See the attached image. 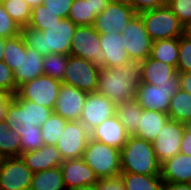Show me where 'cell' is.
Segmentation results:
<instances>
[{"label":"cell","mask_w":191,"mask_h":190,"mask_svg":"<svg viewBox=\"0 0 191 190\" xmlns=\"http://www.w3.org/2000/svg\"><path fill=\"white\" fill-rule=\"evenodd\" d=\"M139 15L153 42L183 35L184 26L167 4L159 8L143 11Z\"/></svg>","instance_id":"5b68a950"},{"label":"cell","mask_w":191,"mask_h":190,"mask_svg":"<svg viewBox=\"0 0 191 190\" xmlns=\"http://www.w3.org/2000/svg\"><path fill=\"white\" fill-rule=\"evenodd\" d=\"M70 55L91 61L100 68L106 67V55L100 45V33L94 26L76 27Z\"/></svg>","instance_id":"8992f818"},{"label":"cell","mask_w":191,"mask_h":190,"mask_svg":"<svg viewBox=\"0 0 191 190\" xmlns=\"http://www.w3.org/2000/svg\"><path fill=\"white\" fill-rule=\"evenodd\" d=\"M121 172L160 175V166L152 142L130 135L120 150Z\"/></svg>","instance_id":"3957f363"},{"label":"cell","mask_w":191,"mask_h":190,"mask_svg":"<svg viewBox=\"0 0 191 190\" xmlns=\"http://www.w3.org/2000/svg\"><path fill=\"white\" fill-rule=\"evenodd\" d=\"M100 70L101 68L91 61L68 55V64L62 83L87 93L96 92Z\"/></svg>","instance_id":"52a82bcc"},{"label":"cell","mask_w":191,"mask_h":190,"mask_svg":"<svg viewBox=\"0 0 191 190\" xmlns=\"http://www.w3.org/2000/svg\"><path fill=\"white\" fill-rule=\"evenodd\" d=\"M142 111L143 108L134 99L116 105L115 115L119 118L126 132L133 135L138 129Z\"/></svg>","instance_id":"83f0119b"},{"label":"cell","mask_w":191,"mask_h":190,"mask_svg":"<svg viewBox=\"0 0 191 190\" xmlns=\"http://www.w3.org/2000/svg\"><path fill=\"white\" fill-rule=\"evenodd\" d=\"M169 119L191 125V94L179 89L170 99Z\"/></svg>","instance_id":"484cf974"},{"label":"cell","mask_w":191,"mask_h":190,"mask_svg":"<svg viewBox=\"0 0 191 190\" xmlns=\"http://www.w3.org/2000/svg\"><path fill=\"white\" fill-rule=\"evenodd\" d=\"M166 0H131L130 6L136 14L166 5Z\"/></svg>","instance_id":"f6af8a7d"},{"label":"cell","mask_w":191,"mask_h":190,"mask_svg":"<svg viewBox=\"0 0 191 190\" xmlns=\"http://www.w3.org/2000/svg\"><path fill=\"white\" fill-rule=\"evenodd\" d=\"M76 25L68 18H62L43 31L28 26L21 29L26 46L36 50L42 56L49 53L70 55L71 42Z\"/></svg>","instance_id":"7a4b0ae2"},{"label":"cell","mask_w":191,"mask_h":190,"mask_svg":"<svg viewBox=\"0 0 191 190\" xmlns=\"http://www.w3.org/2000/svg\"><path fill=\"white\" fill-rule=\"evenodd\" d=\"M20 135L10 129L6 121H0V154L4 158L20 157Z\"/></svg>","instance_id":"4dcf8cb0"},{"label":"cell","mask_w":191,"mask_h":190,"mask_svg":"<svg viewBox=\"0 0 191 190\" xmlns=\"http://www.w3.org/2000/svg\"><path fill=\"white\" fill-rule=\"evenodd\" d=\"M96 190H126L120 176L114 178H101L95 184Z\"/></svg>","instance_id":"bcb514c9"},{"label":"cell","mask_w":191,"mask_h":190,"mask_svg":"<svg viewBox=\"0 0 191 190\" xmlns=\"http://www.w3.org/2000/svg\"><path fill=\"white\" fill-rule=\"evenodd\" d=\"M62 18L49 11L43 4L33 7L28 27L43 31L58 23Z\"/></svg>","instance_id":"d590c367"},{"label":"cell","mask_w":191,"mask_h":190,"mask_svg":"<svg viewBox=\"0 0 191 190\" xmlns=\"http://www.w3.org/2000/svg\"><path fill=\"white\" fill-rule=\"evenodd\" d=\"M3 159H4V157L0 154V166H1L2 162H3Z\"/></svg>","instance_id":"680465c9"},{"label":"cell","mask_w":191,"mask_h":190,"mask_svg":"<svg viewBox=\"0 0 191 190\" xmlns=\"http://www.w3.org/2000/svg\"><path fill=\"white\" fill-rule=\"evenodd\" d=\"M126 190H164L165 183L160 175H143L121 172L119 175Z\"/></svg>","instance_id":"4316f807"},{"label":"cell","mask_w":191,"mask_h":190,"mask_svg":"<svg viewBox=\"0 0 191 190\" xmlns=\"http://www.w3.org/2000/svg\"><path fill=\"white\" fill-rule=\"evenodd\" d=\"M6 39L7 38L0 37V61H3V58H4V47H5Z\"/></svg>","instance_id":"db71d44e"},{"label":"cell","mask_w":191,"mask_h":190,"mask_svg":"<svg viewBox=\"0 0 191 190\" xmlns=\"http://www.w3.org/2000/svg\"><path fill=\"white\" fill-rule=\"evenodd\" d=\"M61 85V81L42 75L21 85L17 95L22 100L37 103L53 111Z\"/></svg>","instance_id":"ba28073f"},{"label":"cell","mask_w":191,"mask_h":190,"mask_svg":"<svg viewBox=\"0 0 191 190\" xmlns=\"http://www.w3.org/2000/svg\"><path fill=\"white\" fill-rule=\"evenodd\" d=\"M89 138L90 132L84 124L68 121L55 146L63 160L78 159L83 157Z\"/></svg>","instance_id":"30bf717a"},{"label":"cell","mask_w":191,"mask_h":190,"mask_svg":"<svg viewBox=\"0 0 191 190\" xmlns=\"http://www.w3.org/2000/svg\"><path fill=\"white\" fill-rule=\"evenodd\" d=\"M20 157L33 173L59 167L63 162L56 146L46 144L35 151L21 153Z\"/></svg>","instance_id":"44dd1931"},{"label":"cell","mask_w":191,"mask_h":190,"mask_svg":"<svg viewBox=\"0 0 191 190\" xmlns=\"http://www.w3.org/2000/svg\"><path fill=\"white\" fill-rule=\"evenodd\" d=\"M0 3L21 28L28 26L32 8L24 0H0Z\"/></svg>","instance_id":"d6a6232c"},{"label":"cell","mask_w":191,"mask_h":190,"mask_svg":"<svg viewBox=\"0 0 191 190\" xmlns=\"http://www.w3.org/2000/svg\"><path fill=\"white\" fill-rule=\"evenodd\" d=\"M31 8L41 5L44 0H24Z\"/></svg>","instance_id":"11a10c76"},{"label":"cell","mask_w":191,"mask_h":190,"mask_svg":"<svg viewBox=\"0 0 191 190\" xmlns=\"http://www.w3.org/2000/svg\"><path fill=\"white\" fill-rule=\"evenodd\" d=\"M21 27L10 17L0 3V37L11 38L21 34Z\"/></svg>","instance_id":"f35d334b"},{"label":"cell","mask_w":191,"mask_h":190,"mask_svg":"<svg viewBox=\"0 0 191 190\" xmlns=\"http://www.w3.org/2000/svg\"><path fill=\"white\" fill-rule=\"evenodd\" d=\"M52 112L50 108L28 101L29 121L33 123L35 127H41Z\"/></svg>","instance_id":"b9f144b4"},{"label":"cell","mask_w":191,"mask_h":190,"mask_svg":"<svg viewBox=\"0 0 191 190\" xmlns=\"http://www.w3.org/2000/svg\"><path fill=\"white\" fill-rule=\"evenodd\" d=\"M68 64V55L49 53L44 56V75L63 82L65 69Z\"/></svg>","instance_id":"e575fe53"},{"label":"cell","mask_w":191,"mask_h":190,"mask_svg":"<svg viewBox=\"0 0 191 190\" xmlns=\"http://www.w3.org/2000/svg\"><path fill=\"white\" fill-rule=\"evenodd\" d=\"M129 136L116 115L106 119L90 132L91 139L119 150L127 142Z\"/></svg>","instance_id":"ffe728a7"},{"label":"cell","mask_w":191,"mask_h":190,"mask_svg":"<svg viewBox=\"0 0 191 190\" xmlns=\"http://www.w3.org/2000/svg\"><path fill=\"white\" fill-rule=\"evenodd\" d=\"M96 16L91 10L90 0H73L67 18L76 26H93Z\"/></svg>","instance_id":"1f68e13d"},{"label":"cell","mask_w":191,"mask_h":190,"mask_svg":"<svg viewBox=\"0 0 191 190\" xmlns=\"http://www.w3.org/2000/svg\"><path fill=\"white\" fill-rule=\"evenodd\" d=\"M10 129L18 132L41 131V127H35L29 121L28 101L22 100L17 94L11 100L5 118Z\"/></svg>","instance_id":"cb8c5ba5"},{"label":"cell","mask_w":191,"mask_h":190,"mask_svg":"<svg viewBox=\"0 0 191 190\" xmlns=\"http://www.w3.org/2000/svg\"><path fill=\"white\" fill-rule=\"evenodd\" d=\"M71 190H96V187H95V185H87V186H81L78 188H74Z\"/></svg>","instance_id":"9f6ffc18"},{"label":"cell","mask_w":191,"mask_h":190,"mask_svg":"<svg viewBox=\"0 0 191 190\" xmlns=\"http://www.w3.org/2000/svg\"><path fill=\"white\" fill-rule=\"evenodd\" d=\"M180 84H160L158 86L141 83L136 91L135 100L143 109L168 113L170 99Z\"/></svg>","instance_id":"7c38bea8"},{"label":"cell","mask_w":191,"mask_h":190,"mask_svg":"<svg viewBox=\"0 0 191 190\" xmlns=\"http://www.w3.org/2000/svg\"><path fill=\"white\" fill-rule=\"evenodd\" d=\"M0 92L15 95L18 92L14 72L4 61H0Z\"/></svg>","instance_id":"ab89813d"},{"label":"cell","mask_w":191,"mask_h":190,"mask_svg":"<svg viewBox=\"0 0 191 190\" xmlns=\"http://www.w3.org/2000/svg\"><path fill=\"white\" fill-rule=\"evenodd\" d=\"M160 177L165 184H191V156L179 153L161 163Z\"/></svg>","instance_id":"7402d4cb"},{"label":"cell","mask_w":191,"mask_h":190,"mask_svg":"<svg viewBox=\"0 0 191 190\" xmlns=\"http://www.w3.org/2000/svg\"><path fill=\"white\" fill-rule=\"evenodd\" d=\"M125 49L131 61L142 62L150 56L152 40L148 35L141 16L136 14L121 32Z\"/></svg>","instance_id":"9c48e42d"},{"label":"cell","mask_w":191,"mask_h":190,"mask_svg":"<svg viewBox=\"0 0 191 190\" xmlns=\"http://www.w3.org/2000/svg\"><path fill=\"white\" fill-rule=\"evenodd\" d=\"M44 56L36 50L26 46L24 37L21 34V60L20 65L15 69L14 79L19 88L26 82L44 75L43 70Z\"/></svg>","instance_id":"e0dca14e"},{"label":"cell","mask_w":191,"mask_h":190,"mask_svg":"<svg viewBox=\"0 0 191 190\" xmlns=\"http://www.w3.org/2000/svg\"><path fill=\"white\" fill-rule=\"evenodd\" d=\"M136 15L129 4L110 2L107 8L96 16L94 28L99 33H119L127 26L129 21Z\"/></svg>","instance_id":"9a60e30c"},{"label":"cell","mask_w":191,"mask_h":190,"mask_svg":"<svg viewBox=\"0 0 191 190\" xmlns=\"http://www.w3.org/2000/svg\"><path fill=\"white\" fill-rule=\"evenodd\" d=\"M32 176L21 157L4 158L0 166V190H29Z\"/></svg>","instance_id":"4fadbf2b"},{"label":"cell","mask_w":191,"mask_h":190,"mask_svg":"<svg viewBox=\"0 0 191 190\" xmlns=\"http://www.w3.org/2000/svg\"><path fill=\"white\" fill-rule=\"evenodd\" d=\"M167 5L183 26L191 22V0H169Z\"/></svg>","instance_id":"7bdbcfd3"},{"label":"cell","mask_w":191,"mask_h":190,"mask_svg":"<svg viewBox=\"0 0 191 190\" xmlns=\"http://www.w3.org/2000/svg\"><path fill=\"white\" fill-rule=\"evenodd\" d=\"M186 126L172 119H168L164 124L152 142L156 158L160 164L180 153L181 140Z\"/></svg>","instance_id":"8fae6325"},{"label":"cell","mask_w":191,"mask_h":190,"mask_svg":"<svg viewBox=\"0 0 191 190\" xmlns=\"http://www.w3.org/2000/svg\"><path fill=\"white\" fill-rule=\"evenodd\" d=\"M21 60V34L16 37L7 38L4 47L3 61L8 64L13 71L20 65Z\"/></svg>","instance_id":"8d00e7d4"},{"label":"cell","mask_w":191,"mask_h":190,"mask_svg":"<svg viewBox=\"0 0 191 190\" xmlns=\"http://www.w3.org/2000/svg\"><path fill=\"white\" fill-rule=\"evenodd\" d=\"M109 3V0H90L91 10L94 11L96 15H98L107 8Z\"/></svg>","instance_id":"681fc988"},{"label":"cell","mask_w":191,"mask_h":190,"mask_svg":"<svg viewBox=\"0 0 191 190\" xmlns=\"http://www.w3.org/2000/svg\"><path fill=\"white\" fill-rule=\"evenodd\" d=\"M73 0H44L43 5L61 18H67Z\"/></svg>","instance_id":"ee69618b"},{"label":"cell","mask_w":191,"mask_h":190,"mask_svg":"<svg viewBox=\"0 0 191 190\" xmlns=\"http://www.w3.org/2000/svg\"><path fill=\"white\" fill-rule=\"evenodd\" d=\"M29 190H66L60 166L33 173Z\"/></svg>","instance_id":"f546056e"},{"label":"cell","mask_w":191,"mask_h":190,"mask_svg":"<svg viewBox=\"0 0 191 190\" xmlns=\"http://www.w3.org/2000/svg\"><path fill=\"white\" fill-rule=\"evenodd\" d=\"M142 83L158 86L160 84H180V73L176 68L150 56L140 62Z\"/></svg>","instance_id":"ac0fdd59"},{"label":"cell","mask_w":191,"mask_h":190,"mask_svg":"<svg viewBox=\"0 0 191 190\" xmlns=\"http://www.w3.org/2000/svg\"><path fill=\"white\" fill-rule=\"evenodd\" d=\"M66 190L95 185L98 181L94 171L83 158L63 160L60 165Z\"/></svg>","instance_id":"d6986e66"},{"label":"cell","mask_w":191,"mask_h":190,"mask_svg":"<svg viewBox=\"0 0 191 190\" xmlns=\"http://www.w3.org/2000/svg\"><path fill=\"white\" fill-rule=\"evenodd\" d=\"M139 125L137 131L133 136L153 142L164 124L169 119L167 113L155 110L143 109L140 115Z\"/></svg>","instance_id":"d4e9b609"},{"label":"cell","mask_w":191,"mask_h":190,"mask_svg":"<svg viewBox=\"0 0 191 190\" xmlns=\"http://www.w3.org/2000/svg\"><path fill=\"white\" fill-rule=\"evenodd\" d=\"M13 98L14 95L0 92V121L5 120L8 106Z\"/></svg>","instance_id":"c3c4849f"},{"label":"cell","mask_w":191,"mask_h":190,"mask_svg":"<svg viewBox=\"0 0 191 190\" xmlns=\"http://www.w3.org/2000/svg\"><path fill=\"white\" fill-rule=\"evenodd\" d=\"M180 153L191 156V125H187L184 129Z\"/></svg>","instance_id":"7dc6e473"},{"label":"cell","mask_w":191,"mask_h":190,"mask_svg":"<svg viewBox=\"0 0 191 190\" xmlns=\"http://www.w3.org/2000/svg\"><path fill=\"white\" fill-rule=\"evenodd\" d=\"M116 104L98 92L87 94L79 121L91 132L96 126L115 115Z\"/></svg>","instance_id":"5bb4252c"},{"label":"cell","mask_w":191,"mask_h":190,"mask_svg":"<svg viewBox=\"0 0 191 190\" xmlns=\"http://www.w3.org/2000/svg\"><path fill=\"white\" fill-rule=\"evenodd\" d=\"M141 83L140 62L130 61L118 67L101 68L96 92L118 105L134 100Z\"/></svg>","instance_id":"6da1fadb"},{"label":"cell","mask_w":191,"mask_h":190,"mask_svg":"<svg viewBox=\"0 0 191 190\" xmlns=\"http://www.w3.org/2000/svg\"><path fill=\"white\" fill-rule=\"evenodd\" d=\"M164 190H191V184L187 183L165 184Z\"/></svg>","instance_id":"816d5d0a"},{"label":"cell","mask_w":191,"mask_h":190,"mask_svg":"<svg viewBox=\"0 0 191 190\" xmlns=\"http://www.w3.org/2000/svg\"><path fill=\"white\" fill-rule=\"evenodd\" d=\"M109 1L114 2V3H122V4H129L130 5L131 0H109Z\"/></svg>","instance_id":"6f0895ef"},{"label":"cell","mask_w":191,"mask_h":190,"mask_svg":"<svg viewBox=\"0 0 191 190\" xmlns=\"http://www.w3.org/2000/svg\"><path fill=\"white\" fill-rule=\"evenodd\" d=\"M21 141V153L35 151L44 145L41 131L18 132Z\"/></svg>","instance_id":"60d3db41"},{"label":"cell","mask_w":191,"mask_h":190,"mask_svg":"<svg viewBox=\"0 0 191 190\" xmlns=\"http://www.w3.org/2000/svg\"><path fill=\"white\" fill-rule=\"evenodd\" d=\"M87 94L76 87L62 83L53 112L68 121H79Z\"/></svg>","instance_id":"2e32d148"},{"label":"cell","mask_w":191,"mask_h":190,"mask_svg":"<svg viewBox=\"0 0 191 190\" xmlns=\"http://www.w3.org/2000/svg\"><path fill=\"white\" fill-rule=\"evenodd\" d=\"M82 158L98 179L118 177L121 173L120 150L115 147L89 138Z\"/></svg>","instance_id":"277c9868"},{"label":"cell","mask_w":191,"mask_h":190,"mask_svg":"<svg viewBox=\"0 0 191 190\" xmlns=\"http://www.w3.org/2000/svg\"><path fill=\"white\" fill-rule=\"evenodd\" d=\"M68 120L63 119L60 115L51 113L49 118L41 126V135L43 137L44 144L56 145L61 133Z\"/></svg>","instance_id":"836d02e7"},{"label":"cell","mask_w":191,"mask_h":190,"mask_svg":"<svg viewBox=\"0 0 191 190\" xmlns=\"http://www.w3.org/2000/svg\"><path fill=\"white\" fill-rule=\"evenodd\" d=\"M100 45L106 55V68L118 67L131 61L121 33H100Z\"/></svg>","instance_id":"603a6c76"},{"label":"cell","mask_w":191,"mask_h":190,"mask_svg":"<svg viewBox=\"0 0 191 190\" xmlns=\"http://www.w3.org/2000/svg\"><path fill=\"white\" fill-rule=\"evenodd\" d=\"M183 35L191 40V22L184 26Z\"/></svg>","instance_id":"f5cc1de1"},{"label":"cell","mask_w":191,"mask_h":190,"mask_svg":"<svg viewBox=\"0 0 191 190\" xmlns=\"http://www.w3.org/2000/svg\"><path fill=\"white\" fill-rule=\"evenodd\" d=\"M176 71L191 72V40L184 35L179 37V54Z\"/></svg>","instance_id":"74e56055"},{"label":"cell","mask_w":191,"mask_h":190,"mask_svg":"<svg viewBox=\"0 0 191 190\" xmlns=\"http://www.w3.org/2000/svg\"><path fill=\"white\" fill-rule=\"evenodd\" d=\"M180 88L191 94V72L180 73Z\"/></svg>","instance_id":"f907efd6"},{"label":"cell","mask_w":191,"mask_h":190,"mask_svg":"<svg viewBox=\"0 0 191 190\" xmlns=\"http://www.w3.org/2000/svg\"><path fill=\"white\" fill-rule=\"evenodd\" d=\"M179 37L152 42L150 57L177 68Z\"/></svg>","instance_id":"f1b7e54d"}]
</instances>
